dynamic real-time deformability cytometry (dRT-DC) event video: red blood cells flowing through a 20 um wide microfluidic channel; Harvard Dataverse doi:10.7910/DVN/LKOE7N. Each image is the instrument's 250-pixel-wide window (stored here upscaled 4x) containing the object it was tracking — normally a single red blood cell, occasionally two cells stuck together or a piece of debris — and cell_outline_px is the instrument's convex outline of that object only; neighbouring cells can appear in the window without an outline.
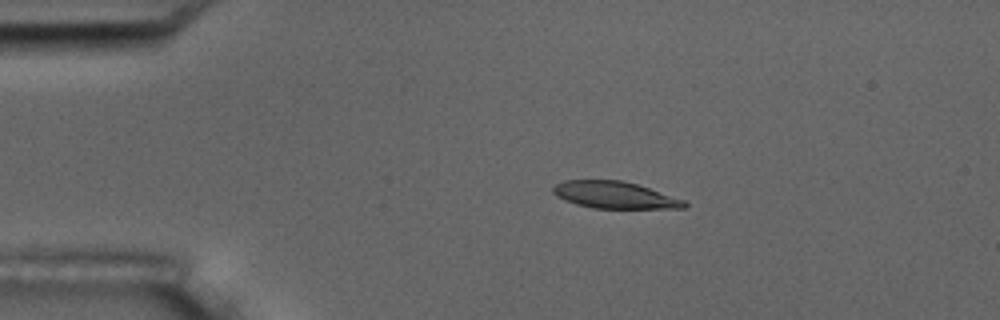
{"species": "common noctule bat (a hibernating species)", "species_latin": "Nyctalus noctula", "temperature_condition": "room temperature", "stored_images_in_passage": 7, "camera_frame_rate_fps": 3000, "um_per_image_px": 0.085, "animal": {"sex": "male", "body_mass_g": 17.5, "forearm_length_mm": 52.3}, "frame": {"image": 1, "passage_image": 3, "time_ms": 2.333, "image_size_px": [1000, 320], "cell_outline_px": [[688, 204], [684, 208], [592, 208], [576, 204], [564, 200], [556, 196], [552, 192], [552, 188], [556, 184], [564, 180], [620, 180], [636, 184], [684, 200]], "centroid_in_image_um": [52.19, 16.58], "position_along_channel_um": 32.8, "area_um2": 20.4}}
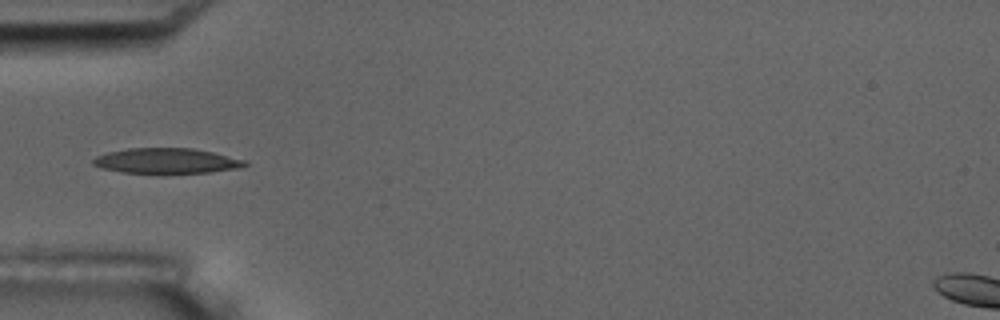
{"frame": {"image": 2, "passage_image": 5, "time_ms": 4.667, "image_size_px": [1000, 320], "cell_outline_px": [[248, 164], [244, 168], [208, 172], [120, 172], [100, 168], [92, 164], [92, 160], [96, 156], [108, 152], [128, 148], [192, 148], [212, 152], [248, 160]], "centroid_in_image_um": [14.19, 13.66], "position_along_channel_um": 70.8, "area_um2": 22.25}}